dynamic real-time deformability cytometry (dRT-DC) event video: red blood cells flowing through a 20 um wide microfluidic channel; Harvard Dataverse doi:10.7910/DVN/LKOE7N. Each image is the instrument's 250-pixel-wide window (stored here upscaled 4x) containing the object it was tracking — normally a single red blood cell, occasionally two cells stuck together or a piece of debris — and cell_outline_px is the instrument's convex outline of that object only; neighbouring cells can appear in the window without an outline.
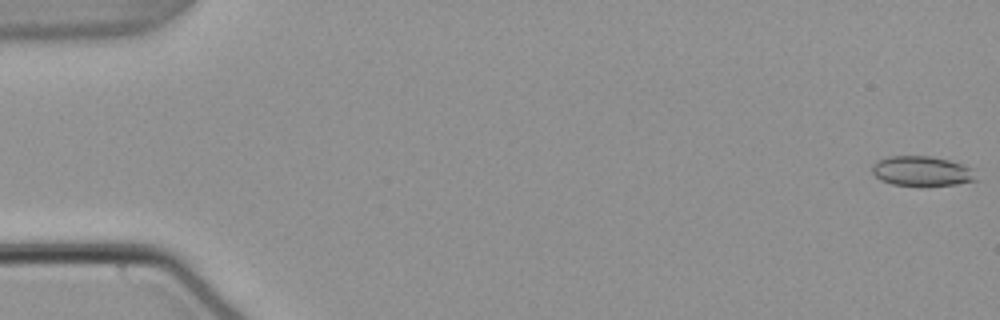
{"species": "common noctule bat (a hibernating species)", "species_latin": "Nyctalus noctula", "temperature_condition": "warm", "stored_images_in_passage": 54, "camera_frame_rate_fps": 3000, "um_per_image_px": 0.085, "animal": {"sex": "male", "body_mass_g": 21.5, "forearm_length_mm": 52.0}, "frame": {"image": 1, "passage_image": 1, "time_ms": 0.0, "image_size_px": [1000, 320], "cell_outline_px": [[976, 180], [956, 184], [928, 188], [920, 188], [892, 184], [880, 180], [872, 172], [872, 164], [888, 156], [932, 156], [948, 160], [972, 168]], "centroid_in_image_um": [78.33, 14.59], "position_along_channel_um": 6.7, "area_um2": 18.55}}
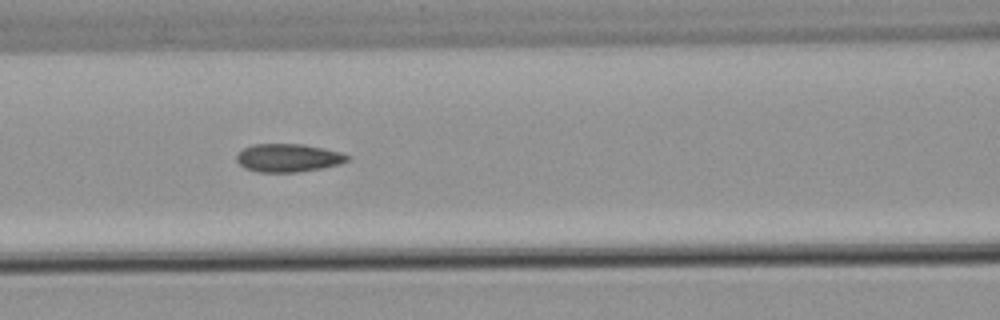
{"frame": {"image": 2, "passage_image": 24, "time_ms": 7.667, "image_size_px": [1000, 320], "cell_outline_px": [[352, 156], [348, 160], [340, 164], [320, 168], [296, 172], [256, 172], [244, 168], [236, 160], [236, 156], [244, 148], [256, 144], [304, 144], [340, 152]], "centroid_in_image_um": [24.5, 13.42], "position_along_channel_um": 142.1, "area_um2": 18.09}}
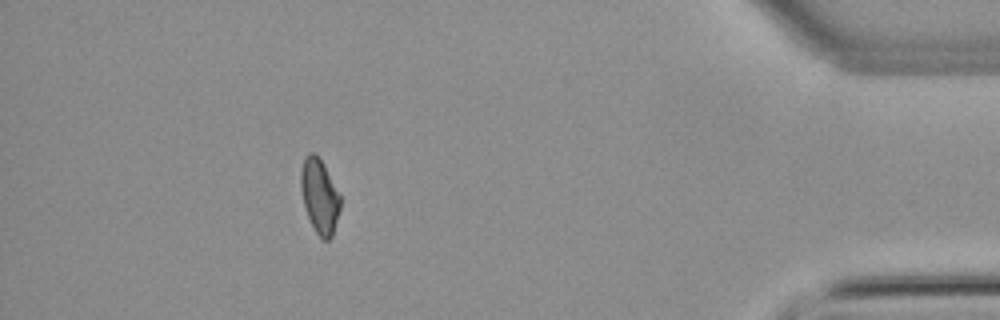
{"frame": {"image": 3, "passage_image": 49, "time_ms": 16.0, "image_size_px": [1000, 320], "cell_outline_px": [[340, 208], [332, 236], [328, 240], [320, 240], [308, 216], [304, 204], [300, 188], [300, 172], [304, 160], [308, 152], [316, 152], [340, 196]], "centroid_in_image_um": [27.14, 16.68], "position_along_channel_um": 408.1, "area_um2": 16.82}, "authors_computed_cell_mechanics": {"area_um2": 17.9469, "velocity_mm_per_s": 3.831, "shape_relaxation_time_tau1_ms": null, "shape_relaxation_time_tau2_ms": 2.0782, "deformation_change_tau1": null, "deformation_change_tau2": 0.074}}